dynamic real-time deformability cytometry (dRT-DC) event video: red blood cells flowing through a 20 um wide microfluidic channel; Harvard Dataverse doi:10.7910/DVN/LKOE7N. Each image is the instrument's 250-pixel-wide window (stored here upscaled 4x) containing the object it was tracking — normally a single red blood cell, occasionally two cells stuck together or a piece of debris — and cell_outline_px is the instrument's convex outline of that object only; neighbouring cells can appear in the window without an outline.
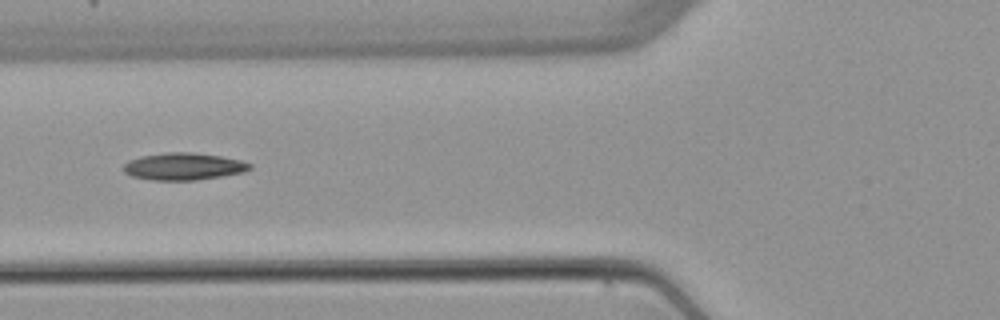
{"species": "common noctule bat (a hibernating species)", "species_latin": "Nyctalus noctula", "temperature_condition": "warm", "stored_images_in_passage": 8, "camera_frame_rate_fps": 3000, "um_per_image_px": 0.085, "animal": {"sex": "female", "body_mass_g": 22.7, "forearm_length_mm": 54.2}, "frame": {"image": 1, "passage_image": 6, "time_ms": 6.333, "image_size_px": [1000, 320], "cell_outline_px": [[252, 168], [244, 172], [196, 180], [152, 180], [132, 176], [124, 172], [124, 164], [128, 160], [140, 156], [164, 152], [192, 152], [220, 156], [240, 160], [252, 164]], "centroid_in_image_um": [15.59, 14.14], "position_along_channel_um": 110.2, "area_um2": 20.0}}
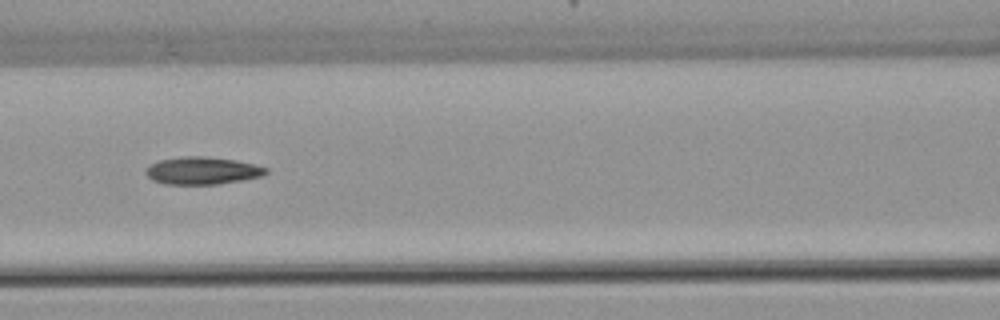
{"frame": {"image": 2, "passage_image": 7, "time_ms": 7.333, "image_size_px": [1000, 320], "cell_outline_px": [[268, 172], [260, 176], [220, 184], [164, 184], [152, 180], [144, 172], [144, 168], [148, 164], [160, 160], [180, 156], [208, 156], [236, 160], [256, 164], [268, 168]], "centroid_in_image_um": [17.15, 14.49], "position_along_channel_um": 149.4, "area_um2": 19.48}}
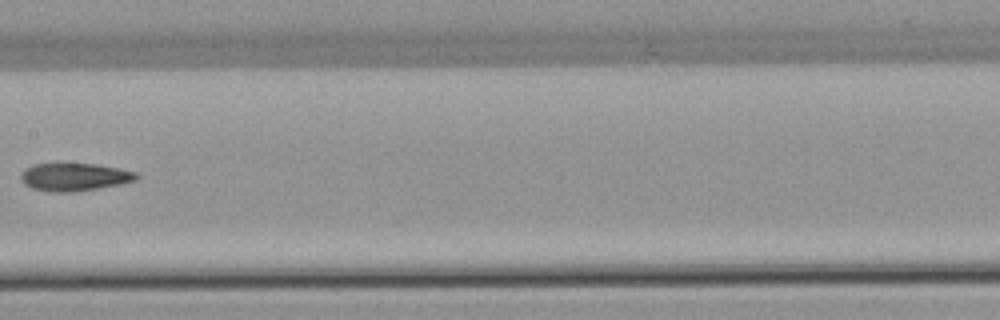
{"frame": {"image": 3, "passage_image": 8, "time_ms": 8.667, "image_size_px": [1000, 320], "cell_outline_px": [[140, 176], [136, 180], [120, 184], [72, 192], [48, 192], [32, 188], [24, 184], [20, 180], [20, 172], [24, 168], [32, 164], [96, 164], [120, 168], [136, 172]], "centroid_in_image_um": [6.29, 15.04], "position_along_channel_um": 201.1, "area_um2": 18.84}}